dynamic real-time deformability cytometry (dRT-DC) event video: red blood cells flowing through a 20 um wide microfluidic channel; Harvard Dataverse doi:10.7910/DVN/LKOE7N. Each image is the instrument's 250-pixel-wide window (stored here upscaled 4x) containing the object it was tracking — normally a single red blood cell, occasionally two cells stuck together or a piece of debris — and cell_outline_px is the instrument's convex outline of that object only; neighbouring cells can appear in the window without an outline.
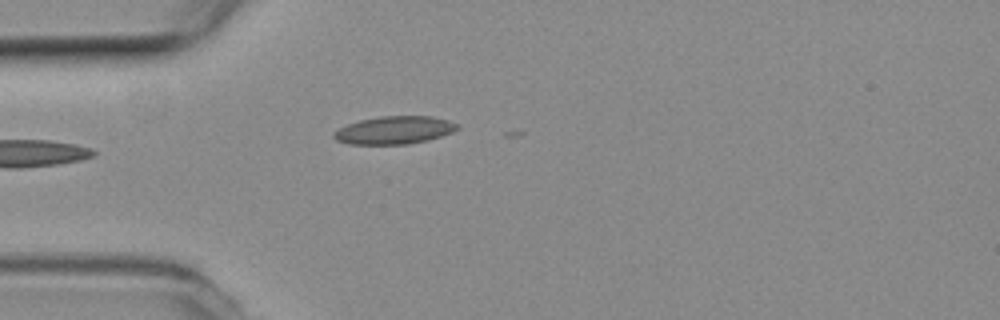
{"species": "common noctule bat (a hibernating species)", "species_latin": "Nyctalus noctula", "temperature_condition": "room temperature", "stored_images_in_passage": 2, "camera_frame_rate_fps": 3000, "um_per_image_px": 0.085, "animal": {"sex": "female", "body_mass_g": 19.3, "forearm_length_mm": 54.1}, "frame": {"image": 1, "passage_image": 2, "time_ms": 0.333, "image_size_px": [1000, 320], "cell_outline_px": [[460, 128], [452, 132], [428, 140], [408, 144], [348, 144], [336, 140], [332, 136], [332, 132], [348, 124], [360, 120], [380, 116], [432, 116], [448, 120], [460, 124]], "centroid_in_image_um": [33.53, 11.06], "position_along_channel_um": 51.5, "area_um2": 20.11}}